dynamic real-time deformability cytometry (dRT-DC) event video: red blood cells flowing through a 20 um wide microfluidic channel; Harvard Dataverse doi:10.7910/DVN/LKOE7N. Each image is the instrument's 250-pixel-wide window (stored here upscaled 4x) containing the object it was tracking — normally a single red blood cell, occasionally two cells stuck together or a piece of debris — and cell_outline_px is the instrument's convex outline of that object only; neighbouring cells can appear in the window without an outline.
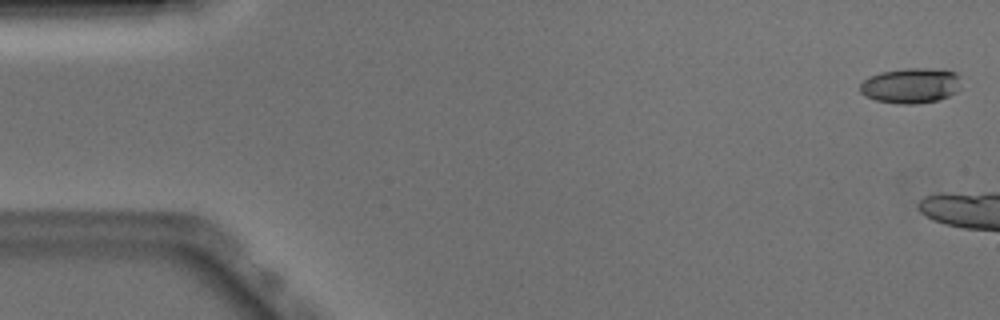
{"species": "Egyptian fruit bat (a non-hibernating species)", "species_latin": "Rousettus aegyptiacus", "temperature_condition": "warm", "stored_images_in_passage": 6, "camera_frame_rate_fps": 3000, "um_per_image_px": 0.085, "animal": {"sex": "male"}, "frame": {"image": 1, "passage_image": 2, "time_ms": 0.333, "image_size_px": [1000, 320], "cell_outline_px": [[960, 88], [956, 92], [948, 96], [936, 100], [916, 104], [900, 104], [876, 100], [860, 92], [860, 84], [868, 76], [880, 72], [904, 68], [940, 68], [956, 72], [960, 76]], "centroid_in_image_um": [77.45, 7.25], "position_along_channel_um": 7.6, "area_um2": 20.98}}